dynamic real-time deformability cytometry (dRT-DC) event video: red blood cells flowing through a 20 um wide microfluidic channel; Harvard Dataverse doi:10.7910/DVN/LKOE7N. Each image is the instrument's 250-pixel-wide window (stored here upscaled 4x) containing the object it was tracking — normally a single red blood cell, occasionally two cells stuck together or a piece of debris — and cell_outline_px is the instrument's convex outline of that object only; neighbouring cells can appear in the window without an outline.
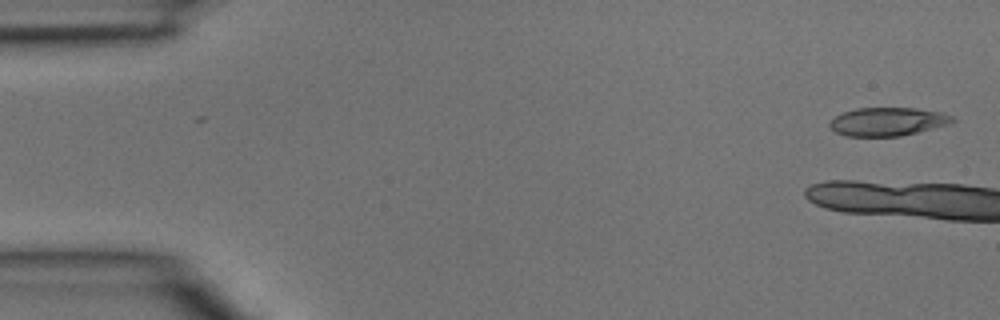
{"species": "common noctule bat (a hibernating species)", "species_latin": "Nyctalus noctula", "temperature_condition": "room temperature", "stored_images_in_passage": 2, "camera_frame_rate_fps": 3000, "um_per_image_px": 0.085, "animal": {"sex": "male", "body_mass_g": 15.6}, "frame": {"image": 1, "passage_image": 2, "time_ms": 0.333, "image_size_px": [1000, 320], "cell_outline_px": [[956, 120], [948, 124], [900, 136], [844, 136], [836, 132], [828, 124], [836, 116], [844, 112], [856, 108], [916, 108], [940, 112], [956, 116]], "centroid_in_image_um": [75.47, 10.33], "position_along_channel_um": 9.5, "area_um2": 20.17}}